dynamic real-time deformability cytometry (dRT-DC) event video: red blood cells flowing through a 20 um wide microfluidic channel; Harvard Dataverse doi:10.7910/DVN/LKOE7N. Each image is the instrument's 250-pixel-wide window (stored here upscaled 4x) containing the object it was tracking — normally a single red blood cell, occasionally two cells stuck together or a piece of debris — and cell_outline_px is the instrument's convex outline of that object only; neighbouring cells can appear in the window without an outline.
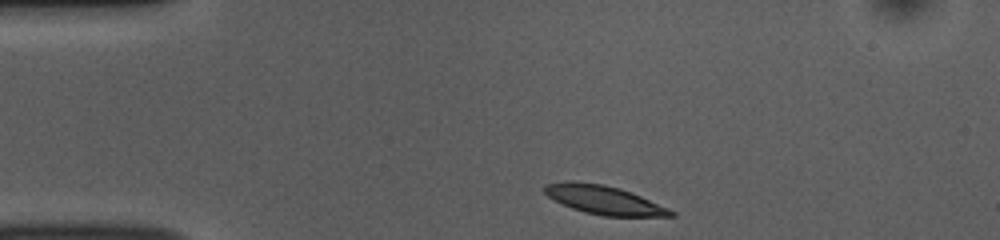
{"species": "common noctule bat (a hibernating species)", "species_latin": "Nyctalus noctula", "temperature_condition": "room temperature", "stored_images_in_passage": 38, "camera_frame_rate_fps": 3000, "um_per_image_px": 0.085, "animal": {"sex": "female", "body_mass_g": 10.0, "forearm_length_mm": 53.1}, "frame": {"image": 1, "passage_image": 1, "time_ms": 0.0, "image_size_px": [1000, 240], "cell_outline_px": [[676, 216], [604, 216], [584, 212], [572, 208], [548, 196], [544, 192], [544, 184], [568, 180], [604, 184], [620, 188], [632, 192], [668, 208], [676, 212]], "centroid_in_image_um": [51.34, 16.98], "position_along_channel_um": 33.7, "area_um2": 21.1}}
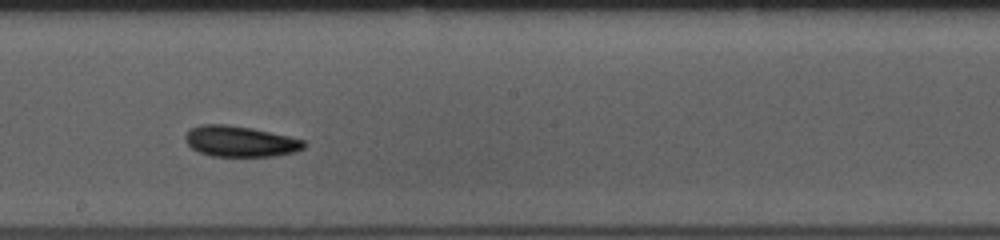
{"frame": {"image": 2, "passage_image": 20, "time_ms": 6.333, "image_size_px": [1000, 240], "cell_outline_px": [[308, 144], [304, 148], [296, 152], [276, 156], [212, 156], [200, 152], [192, 148], [184, 140], [184, 136], [192, 128], [200, 124], [228, 124], [252, 128], [288, 136], [304, 140]], "centroid_in_image_um": [20.44, 12.01], "position_along_channel_um": 227.8, "area_um2": 21.39}}
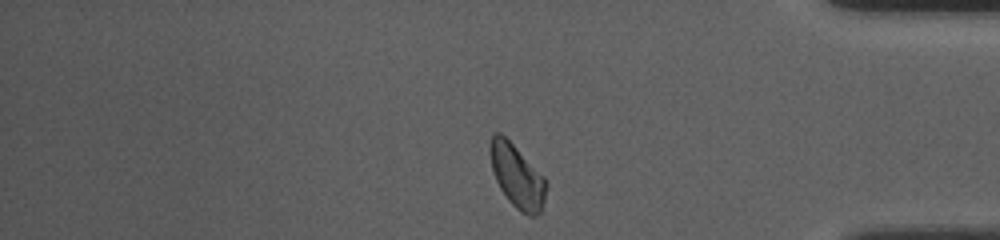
{"frame": {"image": 3, "passage_image": 35, "time_ms": 11.333, "image_size_px": [1000, 240], "cell_outline_px": [[548, 184], [544, 200], [540, 212], [536, 216], [528, 216], [520, 212], [508, 200], [500, 188], [496, 180], [492, 168], [488, 148], [488, 144], [492, 136], [496, 132], [500, 132], [544, 176]], "centroid_in_image_um": [43.94, 14.99], "position_along_channel_um": 391.3, "area_um2": 20.63}, "authors_computed_cell_mechanics": {"area_um2": 20.7213, "velocity_mm_per_s": 3.7394, "shape_relaxation_time_tau1_ms": 2.135, "shape_relaxation_time_tau2_ms": 4.4407, "deformation_change_tau1": 0.1052, "deformation_change_tau2": 0.1113}}